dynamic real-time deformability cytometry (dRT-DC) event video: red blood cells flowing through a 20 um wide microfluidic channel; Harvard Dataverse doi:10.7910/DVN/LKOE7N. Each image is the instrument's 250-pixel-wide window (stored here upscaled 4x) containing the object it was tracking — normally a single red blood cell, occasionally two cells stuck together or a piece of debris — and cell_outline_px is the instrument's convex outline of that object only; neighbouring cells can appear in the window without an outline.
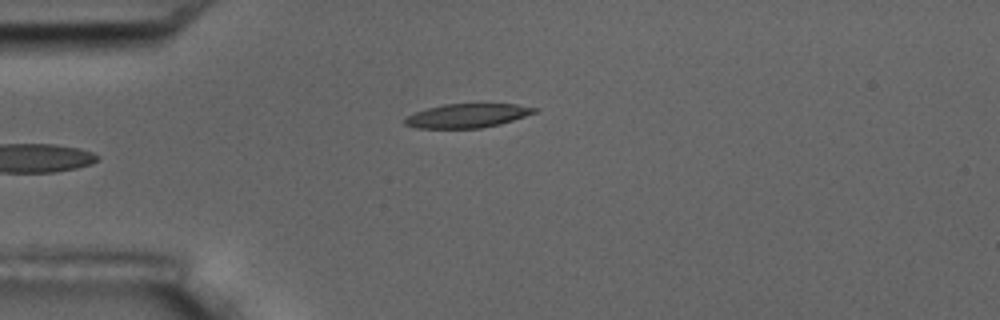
{"species": "common noctule bat (a hibernating species)", "species_latin": "Nyctalus noctula", "temperature_condition": "room temperature", "stored_images_in_passage": 6, "camera_frame_rate_fps": 3000, "um_per_image_px": 0.085, "animal": {"sex": "male", "body_mass_g": 17.5, "forearm_length_mm": 52.3}, "frame": {"image": 1, "passage_image": 6, "time_ms": 6.0, "image_size_px": [1000, 320], "cell_outline_px": [[540, 108], [536, 112], [500, 124], [480, 128], [416, 128], [404, 124], [404, 120], [408, 116], [416, 112], [428, 108], [444, 104], [516, 104]], "centroid_in_image_um": [39.73, 9.83], "position_along_channel_um": 45.3, "area_um2": 17.92}}